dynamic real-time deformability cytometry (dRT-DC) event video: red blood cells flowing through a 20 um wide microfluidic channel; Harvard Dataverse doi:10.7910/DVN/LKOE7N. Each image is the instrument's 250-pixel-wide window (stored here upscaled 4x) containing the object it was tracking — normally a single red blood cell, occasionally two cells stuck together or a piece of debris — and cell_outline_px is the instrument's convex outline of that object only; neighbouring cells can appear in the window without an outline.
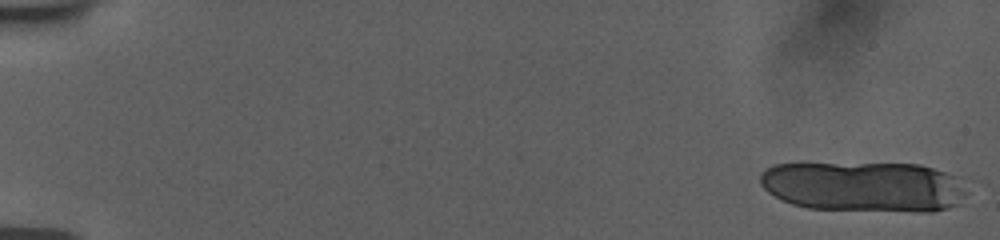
{"species": "human", "species_latin": "Homo sapiens", "temperature_condition": "room temperature", "stored_images_in_passage": 18, "camera_frame_rate_fps": 3000, "um_per_image_px": 0.085, "donor": {"sex": "female"}, "frame": {"image": 1, "passage_image": 1, "time_ms": 0.0, "image_size_px": [1000, 240], "cell_outline_px": [[968, 192], [956, 204], [948, 208], [932, 212], [916, 212], [808, 208], [792, 204], [768, 192], [760, 184], [760, 176], [772, 164], [800, 160], [920, 164], [956, 176]], "centroid_in_image_um": [73.36, 15.81], "position_along_channel_um": 11.6, "area_um2": 62.6}}